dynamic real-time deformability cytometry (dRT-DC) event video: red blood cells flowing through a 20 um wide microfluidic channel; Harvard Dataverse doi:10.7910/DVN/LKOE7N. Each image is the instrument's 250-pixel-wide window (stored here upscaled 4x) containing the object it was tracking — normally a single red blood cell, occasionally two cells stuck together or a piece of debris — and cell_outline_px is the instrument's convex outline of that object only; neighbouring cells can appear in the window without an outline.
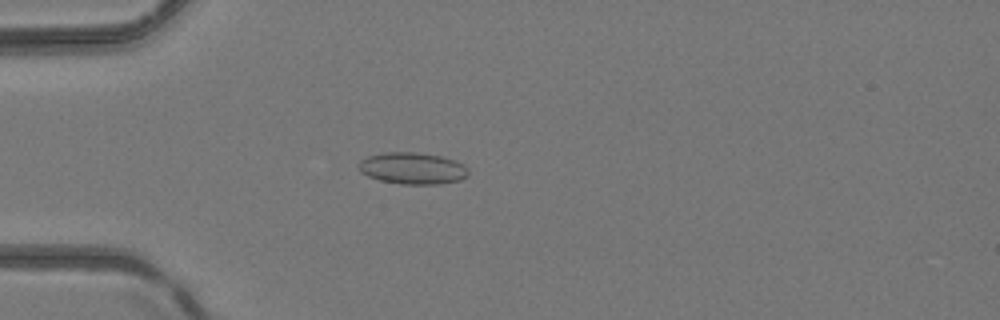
{"species": "common noctule bat (a hibernating species)", "species_latin": "Nyctalus noctula", "temperature_condition": "room temperature", "stored_images_in_passage": 5, "camera_frame_rate_fps": 3000, "um_per_image_px": 0.085, "animal": {"sex": "female", "body_mass_g": 24.6, "forearm_length_mm": 56.2}, "frame": {"image": 1, "passage_image": 4, "time_ms": 4.667, "image_size_px": [1000, 320], "cell_outline_px": [[468, 176], [460, 180], [440, 184], [400, 184], [380, 180], [368, 176], [360, 172], [356, 164], [360, 160], [368, 156], [384, 152], [416, 152], [440, 156], [456, 160], [464, 164], [468, 168]], "centroid_in_image_um": [35.06, 14.3], "position_along_channel_um": 49.9, "area_um2": 20.52}}